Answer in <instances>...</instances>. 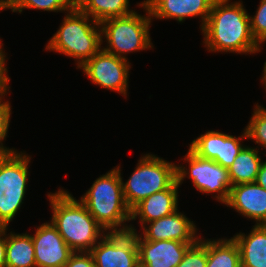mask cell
I'll list each match as a JSON object with an SVG mask.
<instances>
[{"label": "cell", "mask_w": 266, "mask_h": 267, "mask_svg": "<svg viewBox=\"0 0 266 267\" xmlns=\"http://www.w3.org/2000/svg\"><path fill=\"white\" fill-rule=\"evenodd\" d=\"M6 233L7 228H0V267H5L6 263Z\"/></svg>", "instance_id": "cell-30"}, {"label": "cell", "mask_w": 266, "mask_h": 267, "mask_svg": "<svg viewBox=\"0 0 266 267\" xmlns=\"http://www.w3.org/2000/svg\"><path fill=\"white\" fill-rule=\"evenodd\" d=\"M95 267H139L136 229L107 232L90 251Z\"/></svg>", "instance_id": "cell-9"}, {"label": "cell", "mask_w": 266, "mask_h": 267, "mask_svg": "<svg viewBox=\"0 0 266 267\" xmlns=\"http://www.w3.org/2000/svg\"><path fill=\"white\" fill-rule=\"evenodd\" d=\"M250 25L253 37L261 45L266 41V0H261L256 14L250 16Z\"/></svg>", "instance_id": "cell-26"}, {"label": "cell", "mask_w": 266, "mask_h": 267, "mask_svg": "<svg viewBox=\"0 0 266 267\" xmlns=\"http://www.w3.org/2000/svg\"><path fill=\"white\" fill-rule=\"evenodd\" d=\"M120 166L97 178L81 201L106 232H127L131 210L126 204ZM123 225V227H122Z\"/></svg>", "instance_id": "cell-3"}, {"label": "cell", "mask_w": 266, "mask_h": 267, "mask_svg": "<svg viewBox=\"0 0 266 267\" xmlns=\"http://www.w3.org/2000/svg\"><path fill=\"white\" fill-rule=\"evenodd\" d=\"M184 161H188L189 171L185 166H176L178 184L180 185L186 175H189L188 178L192 179L193 185L199 192L208 194L215 192L217 193L216 199L225 204L232 187L228 168L222 167L213 160L201 158L190 149H188Z\"/></svg>", "instance_id": "cell-8"}, {"label": "cell", "mask_w": 266, "mask_h": 267, "mask_svg": "<svg viewBox=\"0 0 266 267\" xmlns=\"http://www.w3.org/2000/svg\"><path fill=\"white\" fill-rule=\"evenodd\" d=\"M63 19L60 28L49 40L45 50L56 51L78 59L77 68H80L101 49L103 39L100 23L83 13L78 7H72Z\"/></svg>", "instance_id": "cell-4"}, {"label": "cell", "mask_w": 266, "mask_h": 267, "mask_svg": "<svg viewBox=\"0 0 266 267\" xmlns=\"http://www.w3.org/2000/svg\"><path fill=\"white\" fill-rule=\"evenodd\" d=\"M207 240L199 239L184 253L182 261L176 267H206Z\"/></svg>", "instance_id": "cell-24"}, {"label": "cell", "mask_w": 266, "mask_h": 267, "mask_svg": "<svg viewBox=\"0 0 266 267\" xmlns=\"http://www.w3.org/2000/svg\"><path fill=\"white\" fill-rule=\"evenodd\" d=\"M36 228L35 235H31L36 267H64L74 251L51 222Z\"/></svg>", "instance_id": "cell-12"}, {"label": "cell", "mask_w": 266, "mask_h": 267, "mask_svg": "<svg viewBox=\"0 0 266 267\" xmlns=\"http://www.w3.org/2000/svg\"><path fill=\"white\" fill-rule=\"evenodd\" d=\"M138 162L127 182L122 181L130 210L150 195L168 189L177 180L175 163L152 154L143 155Z\"/></svg>", "instance_id": "cell-5"}, {"label": "cell", "mask_w": 266, "mask_h": 267, "mask_svg": "<svg viewBox=\"0 0 266 267\" xmlns=\"http://www.w3.org/2000/svg\"><path fill=\"white\" fill-rule=\"evenodd\" d=\"M245 138L248 139L245 129L238 138L211 130L194 139L189 149L201 158L213 160L222 167L229 168L245 147L240 140Z\"/></svg>", "instance_id": "cell-11"}, {"label": "cell", "mask_w": 266, "mask_h": 267, "mask_svg": "<svg viewBox=\"0 0 266 267\" xmlns=\"http://www.w3.org/2000/svg\"><path fill=\"white\" fill-rule=\"evenodd\" d=\"M255 183L266 190V161L261 164Z\"/></svg>", "instance_id": "cell-32"}, {"label": "cell", "mask_w": 266, "mask_h": 267, "mask_svg": "<svg viewBox=\"0 0 266 267\" xmlns=\"http://www.w3.org/2000/svg\"><path fill=\"white\" fill-rule=\"evenodd\" d=\"M25 8L53 12H68L72 8V5L69 0H22L21 6L15 12L21 13Z\"/></svg>", "instance_id": "cell-25"}, {"label": "cell", "mask_w": 266, "mask_h": 267, "mask_svg": "<svg viewBox=\"0 0 266 267\" xmlns=\"http://www.w3.org/2000/svg\"><path fill=\"white\" fill-rule=\"evenodd\" d=\"M243 3L214 0L207 22L202 28L205 47L209 52L255 54L260 45L251 32L250 15Z\"/></svg>", "instance_id": "cell-1"}, {"label": "cell", "mask_w": 266, "mask_h": 267, "mask_svg": "<svg viewBox=\"0 0 266 267\" xmlns=\"http://www.w3.org/2000/svg\"><path fill=\"white\" fill-rule=\"evenodd\" d=\"M22 0H0V11L11 9L15 12L21 6Z\"/></svg>", "instance_id": "cell-31"}, {"label": "cell", "mask_w": 266, "mask_h": 267, "mask_svg": "<svg viewBox=\"0 0 266 267\" xmlns=\"http://www.w3.org/2000/svg\"><path fill=\"white\" fill-rule=\"evenodd\" d=\"M7 91H9L8 88H0V99L4 97V95H7Z\"/></svg>", "instance_id": "cell-35"}, {"label": "cell", "mask_w": 266, "mask_h": 267, "mask_svg": "<svg viewBox=\"0 0 266 267\" xmlns=\"http://www.w3.org/2000/svg\"><path fill=\"white\" fill-rule=\"evenodd\" d=\"M130 67L127 59L117 57L101 48L80 68L94 84L125 96Z\"/></svg>", "instance_id": "cell-10"}, {"label": "cell", "mask_w": 266, "mask_h": 267, "mask_svg": "<svg viewBox=\"0 0 266 267\" xmlns=\"http://www.w3.org/2000/svg\"><path fill=\"white\" fill-rule=\"evenodd\" d=\"M139 267H176L186 250L196 242L175 240H144L136 232Z\"/></svg>", "instance_id": "cell-13"}, {"label": "cell", "mask_w": 266, "mask_h": 267, "mask_svg": "<svg viewBox=\"0 0 266 267\" xmlns=\"http://www.w3.org/2000/svg\"><path fill=\"white\" fill-rule=\"evenodd\" d=\"M64 267H95V262L90 252H74Z\"/></svg>", "instance_id": "cell-28"}, {"label": "cell", "mask_w": 266, "mask_h": 267, "mask_svg": "<svg viewBox=\"0 0 266 267\" xmlns=\"http://www.w3.org/2000/svg\"><path fill=\"white\" fill-rule=\"evenodd\" d=\"M48 198L53 211L51 223L67 245L74 252H90L105 235L106 230L85 205L68 191L59 189L55 193H48Z\"/></svg>", "instance_id": "cell-2"}, {"label": "cell", "mask_w": 266, "mask_h": 267, "mask_svg": "<svg viewBox=\"0 0 266 267\" xmlns=\"http://www.w3.org/2000/svg\"><path fill=\"white\" fill-rule=\"evenodd\" d=\"M206 267H241L240 252L235 240L208 239Z\"/></svg>", "instance_id": "cell-21"}, {"label": "cell", "mask_w": 266, "mask_h": 267, "mask_svg": "<svg viewBox=\"0 0 266 267\" xmlns=\"http://www.w3.org/2000/svg\"><path fill=\"white\" fill-rule=\"evenodd\" d=\"M78 8L98 23L134 11L129 10V0H84Z\"/></svg>", "instance_id": "cell-22"}, {"label": "cell", "mask_w": 266, "mask_h": 267, "mask_svg": "<svg viewBox=\"0 0 266 267\" xmlns=\"http://www.w3.org/2000/svg\"><path fill=\"white\" fill-rule=\"evenodd\" d=\"M178 184L177 180L168 188L156 192L142 200L131 210V220L139 217V222L146 223L166 217L178 209Z\"/></svg>", "instance_id": "cell-17"}, {"label": "cell", "mask_w": 266, "mask_h": 267, "mask_svg": "<svg viewBox=\"0 0 266 267\" xmlns=\"http://www.w3.org/2000/svg\"><path fill=\"white\" fill-rule=\"evenodd\" d=\"M0 99V154H8L16 151L15 149L7 148L3 146V140H5L10 123L11 106L8 101H2Z\"/></svg>", "instance_id": "cell-27"}, {"label": "cell", "mask_w": 266, "mask_h": 267, "mask_svg": "<svg viewBox=\"0 0 266 267\" xmlns=\"http://www.w3.org/2000/svg\"><path fill=\"white\" fill-rule=\"evenodd\" d=\"M263 77H262V82L265 85L266 88V62L264 63V68H263Z\"/></svg>", "instance_id": "cell-34"}, {"label": "cell", "mask_w": 266, "mask_h": 267, "mask_svg": "<svg viewBox=\"0 0 266 267\" xmlns=\"http://www.w3.org/2000/svg\"><path fill=\"white\" fill-rule=\"evenodd\" d=\"M259 149L244 147L236 156L234 163L228 168L232 186L242 183H254L263 163Z\"/></svg>", "instance_id": "cell-20"}, {"label": "cell", "mask_w": 266, "mask_h": 267, "mask_svg": "<svg viewBox=\"0 0 266 267\" xmlns=\"http://www.w3.org/2000/svg\"><path fill=\"white\" fill-rule=\"evenodd\" d=\"M225 205L255 220L256 225H266V190L255 182L232 186Z\"/></svg>", "instance_id": "cell-16"}, {"label": "cell", "mask_w": 266, "mask_h": 267, "mask_svg": "<svg viewBox=\"0 0 266 267\" xmlns=\"http://www.w3.org/2000/svg\"><path fill=\"white\" fill-rule=\"evenodd\" d=\"M5 267H36L31 235L12 232L6 234Z\"/></svg>", "instance_id": "cell-19"}, {"label": "cell", "mask_w": 266, "mask_h": 267, "mask_svg": "<svg viewBox=\"0 0 266 267\" xmlns=\"http://www.w3.org/2000/svg\"><path fill=\"white\" fill-rule=\"evenodd\" d=\"M254 108L249 124L245 127L247 137L266 149V108L258 104Z\"/></svg>", "instance_id": "cell-23"}, {"label": "cell", "mask_w": 266, "mask_h": 267, "mask_svg": "<svg viewBox=\"0 0 266 267\" xmlns=\"http://www.w3.org/2000/svg\"><path fill=\"white\" fill-rule=\"evenodd\" d=\"M3 43H1L0 39V88H10L8 87L9 77L7 76V67L5 64V51L2 49Z\"/></svg>", "instance_id": "cell-29"}, {"label": "cell", "mask_w": 266, "mask_h": 267, "mask_svg": "<svg viewBox=\"0 0 266 267\" xmlns=\"http://www.w3.org/2000/svg\"><path fill=\"white\" fill-rule=\"evenodd\" d=\"M214 0H144L139 3L151 18L176 19L183 22L188 17H202L201 29L207 22Z\"/></svg>", "instance_id": "cell-14"}, {"label": "cell", "mask_w": 266, "mask_h": 267, "mask_svg": "<svg viewBox=\"0 0 266 267\" xmlns=\"http://www.w3.org/2000/svg\"><path fill=\"white\" fill-rule=\"evenodd\" d=\"M240 252L241 267H266V225H254L250 233L232 237Z\"/></svg>", "instance_id": "cell-18"}, {"label": "cell", "mask_w": 266, "mask_h": 267, "mask_svg": "<svg viewBox=\"0 0 266 267\" xmlns=\"http://www.w3.org/2000/svg\"><path fill=\"white\" fill-rule=\"evenodd\" d=\"M72 7H78L84 0H69Z\"/></svg>", "instance_id": "cell-33"}, {"label": "cell", "mask_w": 266, "mask_h": 267, "mask_svg": "<svg viewBox=\"0 0 266 267\" xmlns=\"http://www.w3.org/2000/svg\"><path fill=\"white\" fill-rule=\"evenodd\" d=\"M29 162L22 152L0 154V228L8 227L23 203Z\"/></svg>", "instance_id": "cell-7"}, {"label": "cell", "mask_w": 266, "mask_h": 267, "mask_svg": "<svg viewBox=\"0 0 266 267\" xmlns=\"http://www.w3.org/2000/svg\"><path fill=\"white\" fill-rule=\"evenodd\" d=\"M149 226H142V237L144 240H175L181 242H197V228L193 221H190L178 209L166 217L146 223Z\"/></svg>", "instance_id": "cell-15"}, {"label": "cell", "mask_w": 266, "mask_h": 267, "mask_svg": "<svg viewBox=\"0 0 266 267\" xmlns=\"http://www.w3.org/2000/svg\"><path fill=\"white\" fill-rule=\"evenodd\" d=\"M151 16L132 13L110 18L100 23L101 36L106 38L107 47L102 49L117 57L127 59L125 55L133 51L153 48L149 28Z\"/></svg>", "instance_id": "cell-6"}]
</instances>
